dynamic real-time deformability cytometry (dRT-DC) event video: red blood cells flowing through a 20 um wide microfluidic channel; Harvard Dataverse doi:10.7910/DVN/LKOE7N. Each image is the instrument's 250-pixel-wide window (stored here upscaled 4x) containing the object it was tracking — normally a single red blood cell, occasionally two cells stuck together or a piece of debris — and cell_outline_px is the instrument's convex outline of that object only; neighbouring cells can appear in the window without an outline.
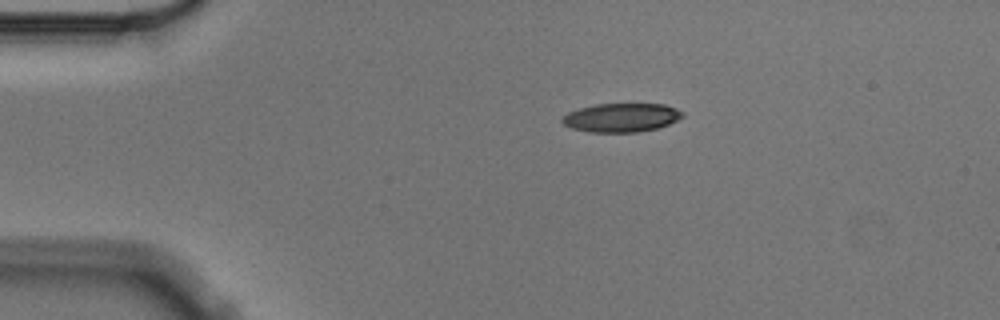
{"species": "Egyptian fruit bat (a non-hibernating species)", "species_latin": "Rousettus aegyptiacus", "temperature_condition": "cold", "stored_images_in_passage": 2, "camera_frame_rate_fps": 3000, "um_per_image_px": 0.085, "animal": {"sex": "male"}, "frame": {"image": 1, "passage_image": 1, "time_ms": 0.0, "image_size_px": [1000, 320], "cell_outline_px": [[684, 116], [668, 124], [656, 128], [636, 132], [588, 132], [572, 128], [564, 124], [560, 120], [568, 112], [580, 108], [596, 104], [664, 104], [676, 108], [684, 112]], "centroid_in_image_um": [52.81, 9.99], "position_along_channel_um": 32.2, "area_um2": 20.06}}